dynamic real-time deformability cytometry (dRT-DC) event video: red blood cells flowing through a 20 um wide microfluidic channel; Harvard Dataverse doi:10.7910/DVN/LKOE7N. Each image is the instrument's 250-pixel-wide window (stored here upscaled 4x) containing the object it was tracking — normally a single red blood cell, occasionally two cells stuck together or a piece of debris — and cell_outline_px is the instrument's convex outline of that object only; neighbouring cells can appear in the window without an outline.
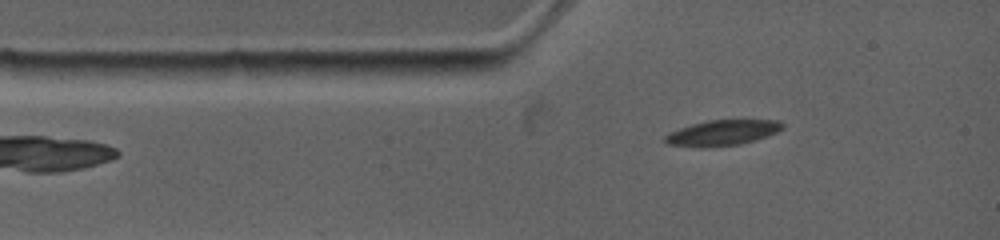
{"species": "common noctule bat (a hibernating species)", "species_latin": "Nyctalus noctula", "temperature_condition": "warm", "stored_images_in_passage": 22, "camera_frame_rate_fps": 4500, "um_per_image_px": 0.085, "animal": {"sex": "female", "body_mass_g": 19.0, "forearm_length_mm": 53.3}, "frame": {"image": 1, "passage_image": 1, "time_ms": 0.0, "image_size_px": [1000, 240], "cell_outline_px": [[780, 128], [764, 136], [752, 140], [736, 144], [672, 144], [664, 140], [672, 132], [696, 124], [712, 120], [768, 120], [780, 124]], "centroid_in_image_um": [61.44, 11.23], "position_along_channel_um": 23.6, "area_um2": 15.14}}
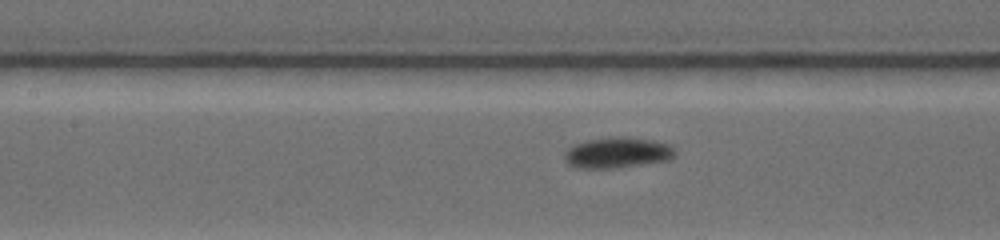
{"frame": {"image": 2, "passage_image": 13, "time_ms": 3.778, "image_size_px": [1000, 240], "cell_outline_px": [[672, 156], [664, 160], [612, 168], [580, 168], [572, 164], [568, 160], [568, 152], [572, 148], [580, 144], [596, 140], [644, 140], [664, 144], [672, 152]], "centroid_in_image_um": [52.45, 13.05], "position_along_channel_um": 154.9, "area_um2": 17.05}}
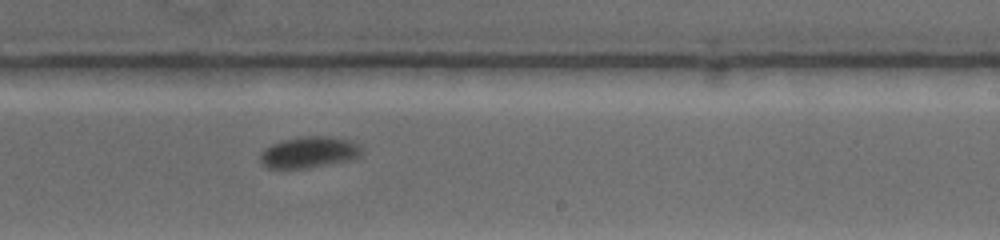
{"frame": {"image": 3, "passage_image": 22, "time_ms": 6.667, "image_size_px": [1000, 240], "cell_outline_px": [[356, 156], [308, 168], [268, 168], [264, 164], [264, 152], [268, 148], [276, 144], [288, 140], [308, 136], [320, 136], [340, 140], [352, 144], [356, 148]], "centroid_in_image_um": [26.15, 12.97], "position_along_channel_um": 262.9, "area_um2": 16.24}}